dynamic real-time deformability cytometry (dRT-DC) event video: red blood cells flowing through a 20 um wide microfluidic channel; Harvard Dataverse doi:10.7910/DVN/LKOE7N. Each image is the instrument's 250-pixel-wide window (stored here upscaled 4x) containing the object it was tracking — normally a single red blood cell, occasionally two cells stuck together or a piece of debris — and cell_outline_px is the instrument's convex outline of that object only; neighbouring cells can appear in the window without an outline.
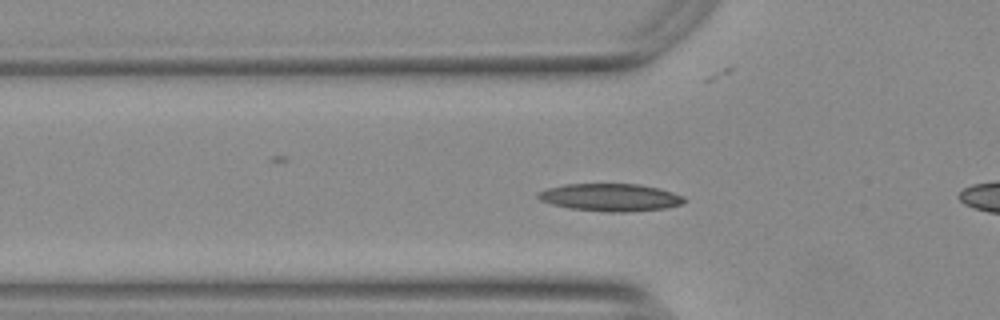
{"species": "Egyptian fruit bat (a non-hibernating species)", "species_latin": "Rousettus aegyptiacus", "temperature_condition": "warm", "stored_images_in_passage": 46, "camera_frame_rate_fps": 3000, "um_per_image_px": 0.085, "animal": {"sex": "female"}, "frame": {"image": 1, "passage_image": 9, "time_ms": 2.667, "image_size_px": [1000, 320], "cell_outline_px": [[688, 200], [684, 204], [668, 208], [628, 212], [604, 212], [568, 208], [552, 204], [540, 200], [536, 196], [536, 192], [548, 188], [564, 184], [636, 184], [656, 188], [672, 192], [684, 196]], "centroid_in_image_um": [51.89, 16.79], "position_along_channel_um": 73.9, "area_um2": 23.7}}
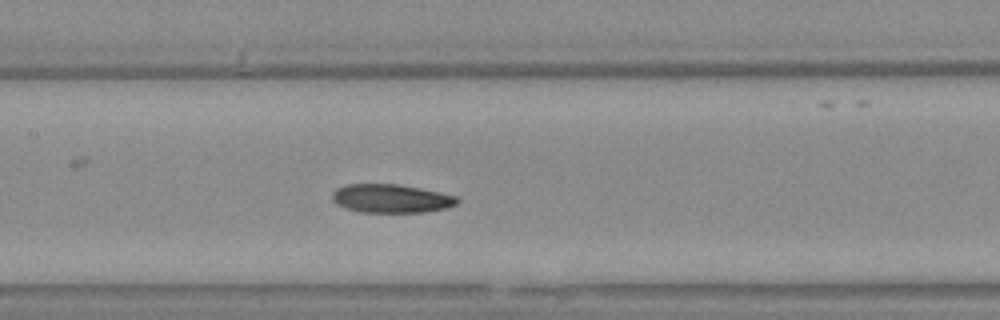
{"frame": {"image": 2, "passage_image": 17, "time_ms": 5.333, "image_size_px": [1000, 320], "cell_outline_px": [[460, 200], [456, 204], [448, 208], [424, 212], [360, 212], [344, 208], [336, 204], [332, 200], [332, 192], [336, 188], [348, 184], [396, 184], [420, 188], [456, 196]], "centroid_in_image_um": [33.22, 16.88], "position_along_channel_um": 174.2, "area_um2": 20.87}}
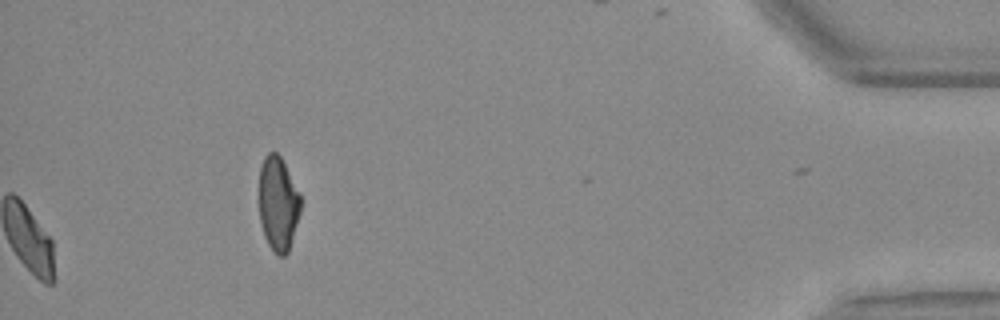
{"frame": {"image": 3, "passage_image": 46, "time_ms": 15.0, "image_size_px": [1000, 320], "cell_outline_px": [[300, 212], [288, 252], [284, 256], [276, 256], [268, 244], [264, 236], [260, 224], [260, 168], [264, 156], [268, 152], [276, 152], [280, 156], [300, 192]], "centroid_in_image_um": [23.64, 17.32], "position_along_channel_um": 411.6, "area_um2": 22.77}, "authors_computed_cell_mechanics": {"area_um2": 21.2415, "velocity_mm_per_s": 3.7447, "shape_relaxation_time_tau1_ms": 8.4898, "shape_relaxation_time_tau2_ms": 6.6452, "deformation_change_tau1": 0.2202, "deformation_change_tau2": 0.1407}}